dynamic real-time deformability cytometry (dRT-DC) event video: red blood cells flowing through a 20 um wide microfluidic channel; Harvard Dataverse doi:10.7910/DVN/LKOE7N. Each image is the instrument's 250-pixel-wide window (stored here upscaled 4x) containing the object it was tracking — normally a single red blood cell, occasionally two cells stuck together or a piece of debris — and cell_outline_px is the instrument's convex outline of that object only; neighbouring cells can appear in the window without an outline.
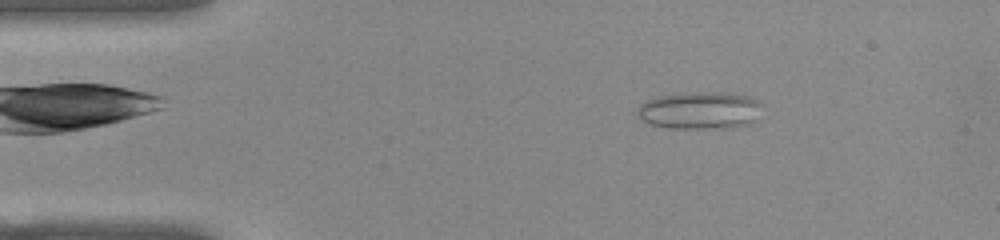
{"species": "common noctule bat (a hibernating species)", "species_latin": "Nyctalus noctula", "temperature_condition": "warm", "stored_images_in_passage": 51, "camera_frame_rate_fps": 3000, "um_per_image_px": 0.085, "animal": {"sex": "female", "body_mass_g": 22.0, "forearm_length_mm": 56.7}, "frame": {"image": 1, "passage_image": 7, "time_ms": 2.0, "image_size_px": [1000, 240], "cell_outline_px": [[764, 104], [756, 120], [752, 124], [732, 128], [668, 128], [652, 124], [636, 116], [636, 108], [640, 104], [656, 96], [696, 92], [712, 92], [748, 96], [764, 100]], "centroid_in_image_um": [59.56, 9.39], "position_along_channel_um": 25.4, "area_um2": 27.63}}
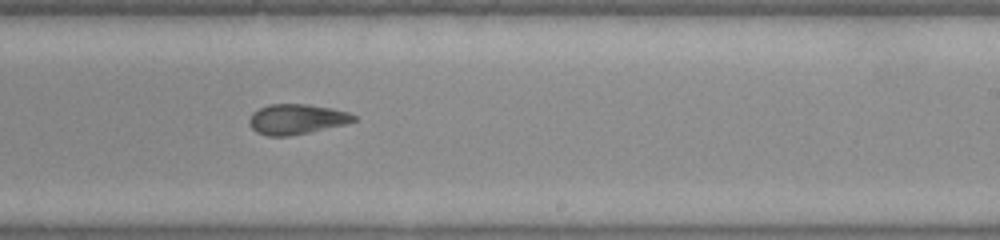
{"frame": {"image": 2, "passage_image": 30, "time_ms": 9.667, "image_size_px": [1000, 240], "cell_outline_px": [[356, 120], [344, 124], [308, 132], [288, 136], [268, 136], [256, 132], [252, 128], [248, 120], [252, 112], [268, 104], [308, 104], [332, 108], [348, 112], [356, 116]], "centroid_in_image_um": [25.18, 10.12], "position_along_channel_um": 263.8, "area_um2": 18.26}}
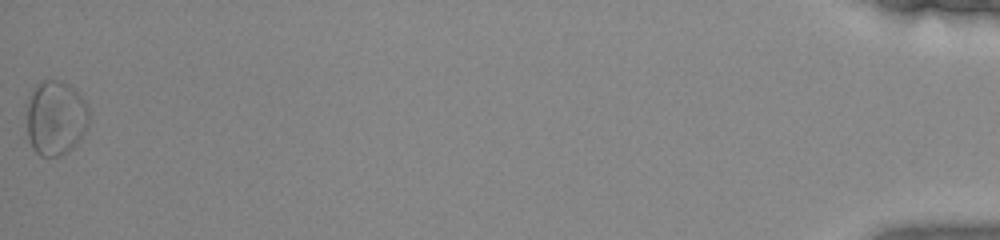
{"frame": {"image": 3, "passage_image": 51, "time_ms": 16.667, "image_size_px": [1000, 240], "cell_outline_px": [[88, 124], [84, 132], [72, 148], [68, 152], [60, 156], [40, 156], [32, 148], [28, 140], [28, 104], [32, 88], [36, 84], [44, 80], [60, 80], [68, 84], [80, 96], [88, 112]], "centroid_in_image_um": [4.7, 10.04], "position_along_channel_um": 430.5, "area_um2": 26.76}, "authors_computed_cell_mechanics": {"area_um2": 19.2474, "velocity_mm_per_s": 3.8874, "shape_relaxation_time_tau1_ms": null, "shape_relaxation_time_tau2_ms": 2.8265, "deformation_change_tau1": null, "deformation_change_tau2": 0.1012}}